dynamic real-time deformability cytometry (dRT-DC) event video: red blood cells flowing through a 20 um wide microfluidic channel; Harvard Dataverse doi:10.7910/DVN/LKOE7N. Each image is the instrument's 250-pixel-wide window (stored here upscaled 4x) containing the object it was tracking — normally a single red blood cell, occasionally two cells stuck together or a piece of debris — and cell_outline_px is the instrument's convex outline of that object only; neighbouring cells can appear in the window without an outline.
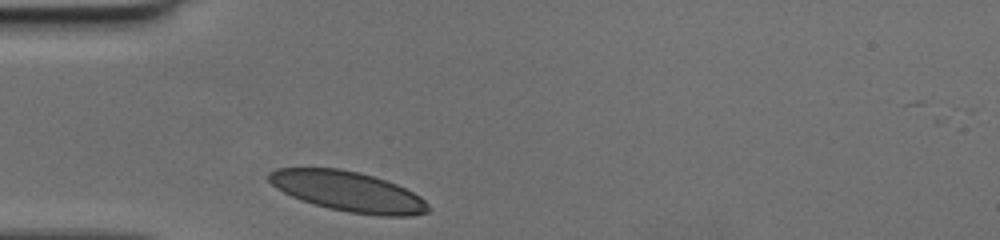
{"species": "human", "species_latin": "Homo sapiens", "temperature_condition": "cold", "stored_images_in_passage": 25, "camera_frame_rate_fps": 3000, "um_per_image_px": 0.085, "donor": {"sex": "female"}, "frame": {"image": 1, "passage_image": 1, "time_ms": 0.0, "image_size_px": [1000, 240], "cell_outline_px": [[432, 208], [428, 212], [412, 216], [380, 216], [348, 212], [328, 208], [300, 200], [276, 188], [268, 180], [268, 172], [276, 168], [336, 168], [360, 172], [396, 184], [420, 196]], "centroid_in_image_um": [29.59, 16.28], "position_along_channel_um": 55.4, "area_um2": 37.22}}
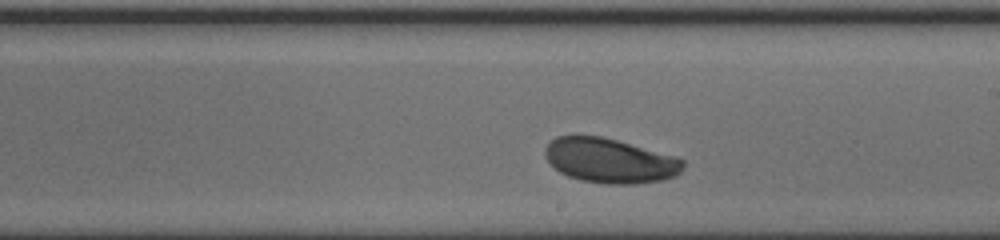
{"frame": {"image": 2, "passage_image": 15, "time_ms": 4.667, "image_size_px": [1000, 240], "cell_outline_px": [[684, 168], [676, 176], [664, 180], [636, 184], [608, 184], [580, 180], [568, 176], [560, 172], [548, 160], [544, 152], [544, 148], [556, 136], [576, 132], [600, 136], [616, 140], [672, 156], [684, 160]], "centroid_in_image_um": [51.79, 13.63], "position_along_channel_um": 237.2, "area_um2": 36.18}}
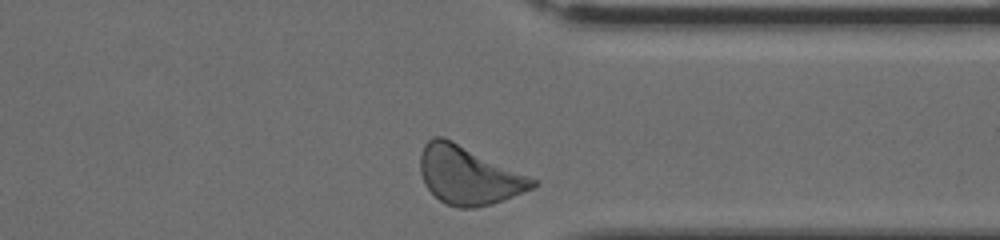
{"frame": {"image": 3, "passage_image": 25, "time_ms": 8.0, "image_size_px": [1000, 240], "cell_outline_px": [[536, 184], [532, 188], [504, 200], [492, 204], [476, 208], [460, 208], [448, 204], [440, 200], [424, 184], [420, 172], [420, 156], [424, 144], [432, 136], [444, 136], [528, 176], [536, 180]], "centroid_in_image_um": [39.78, 14.9], "position_along_channel_um": 371.6, "area_um2": 37.69}}